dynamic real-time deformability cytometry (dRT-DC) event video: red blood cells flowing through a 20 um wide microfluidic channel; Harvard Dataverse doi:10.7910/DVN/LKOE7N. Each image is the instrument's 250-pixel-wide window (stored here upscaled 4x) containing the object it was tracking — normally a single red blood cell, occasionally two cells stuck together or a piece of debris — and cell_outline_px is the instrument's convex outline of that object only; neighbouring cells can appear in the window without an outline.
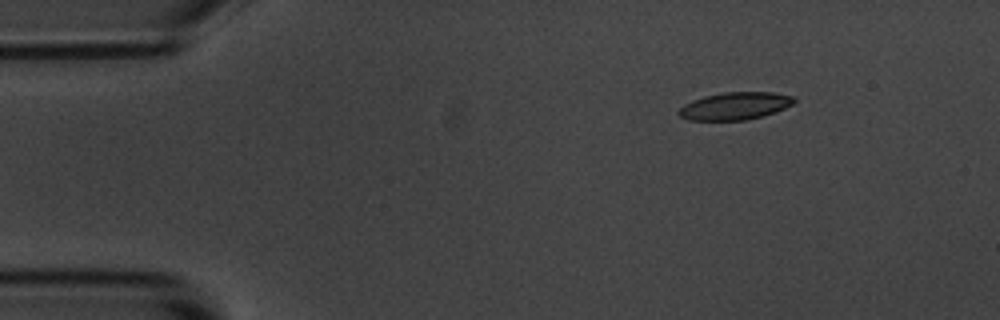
{"species": "common noctule bat (a hibernating species)", "species_latin": "Nyctalus noctula", "temperature_condition": "room temperature", "stored_images_in_passage": 3, "camera_frame_rate_fps": 3000, "um_per_image_px": 0.085, "animal": {"sex": "male", "body_mass_g": 20.1, "forearm_length_mm": 53.5}, "frame": {"image": 1, "passage_image": 1, "time_ms": 0.0, "image_size_px": [1000, 320], "cell_outline_px": [[796, 100], [792, 104], [776, 112], [748, 120], [688, 120], [680, 116], [676, 112], [684, 104], [692, 100], [704, 96], [724, 92], [772, 92], [796, 96]], "centroid_in_image_um": [62.48, 9.0], "position_along_channel_um": 22.5, "area_um2": 18.61}}